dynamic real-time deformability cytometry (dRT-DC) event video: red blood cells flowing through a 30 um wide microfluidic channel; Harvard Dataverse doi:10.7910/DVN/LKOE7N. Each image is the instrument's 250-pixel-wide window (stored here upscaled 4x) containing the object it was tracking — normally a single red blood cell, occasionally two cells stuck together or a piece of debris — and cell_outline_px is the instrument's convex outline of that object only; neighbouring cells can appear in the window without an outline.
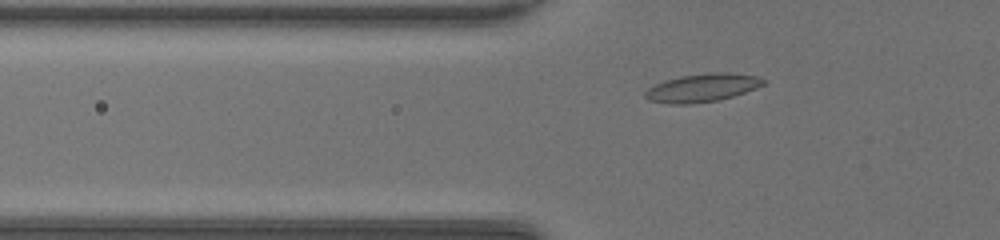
{"species": "common noctule bat (a hibernating species)", "species_latin": "Nyctalus noctula", "temperature_condition": "room temperature", "stored_images_in_passage": 40, "camera_frame_rate_fps": 3000, "um_per_image_px": 0.085, "animal": {"sex": "female", "body_mass_g": 20.0, "forearm_length_mm": 54.0}, "frame": {"image": 1, "passage_image": 9, "time_ms": 2.667, "image_size_px": [1000, 240], "cell_outline_px": [[764, 84], [744, 92], [732, 96], [716, 100], [684, 104], [676, 104], [652, 100], [644, 96], [644, 92], [648, 88], [656, 84], [668, 80], [684, 76], [756, 76], [764, 80]], "centroid_in_image_um": [59.59, 7.53], "position_along_channel_um": 66.2, "area_um2": 17.4}}
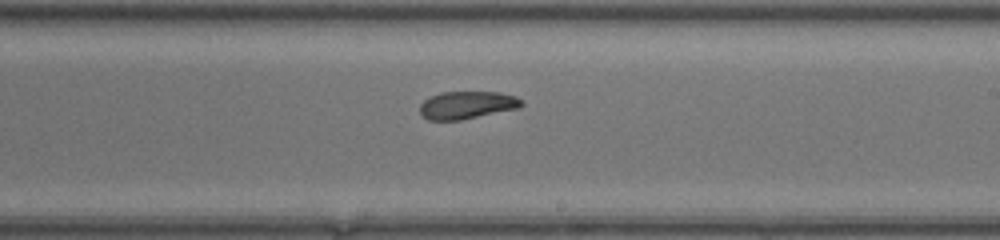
{"frame": {"image": 2, "passage_image": 22, "time_ms": 7.0, "image_size_px": [1000, 240], "cell_outline_px": [[524, 104], [520, 108], [460, 120], [428, 120], [420, 112], [420, 104], [424, 100], [440, 92], [496, 92], [516, 96]], "centroid_in_image_um": [39.7, 8.93], "position_along_channel_um": 249.3, "area_um2": 16.3}}
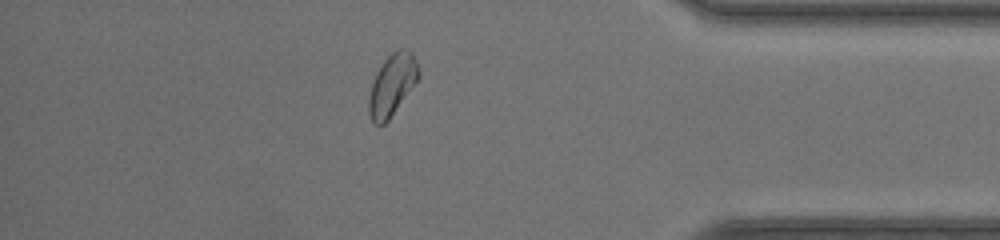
{"frame": {"image": 3, "passage_image": 34, "time_ms": 11.0, "image_size_px": [1000, 240], "cell_outline_px": [[420, 76], [388, 120], [384, 124], [376, 124], [372, 120], [368, 112], [368, 96], [376, 72], [384, 60], [396, 48], [400, 48], [412, 52], [416, 60], [420, 72]], "centroid_in_image_um": [33.32, 7.18], "position_along_channel_um": 401.9, "area_um2": 17.63}, "authors_computed_cell_mechanics": {"area_um2": 17.0799, "velocity_mm_per_s": 4.3892, "shape_relaxation_time_tau1_ms": 5.8598, "shape_relaxation_time_tau2_ms": 4.3947, "deformation_change_tau1": 0.1076, "deformation_change_tau2": 0.1148}}